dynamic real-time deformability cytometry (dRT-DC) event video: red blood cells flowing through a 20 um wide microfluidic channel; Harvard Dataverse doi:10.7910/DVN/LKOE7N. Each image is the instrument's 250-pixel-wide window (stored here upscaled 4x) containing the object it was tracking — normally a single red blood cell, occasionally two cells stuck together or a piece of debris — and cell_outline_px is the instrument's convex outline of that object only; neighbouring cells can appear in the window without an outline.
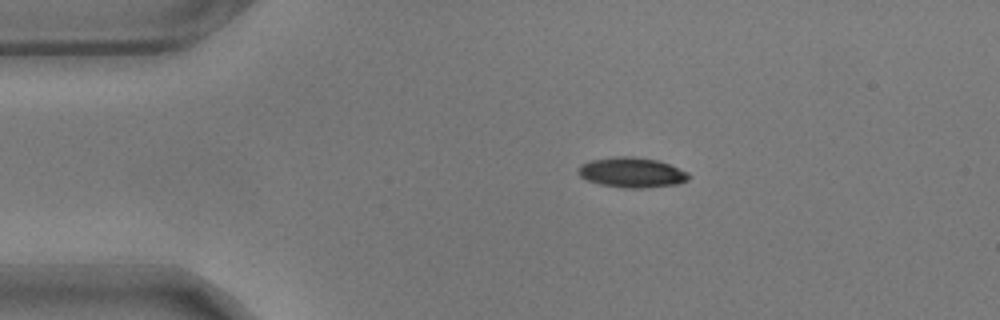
{"species": "common noctule bat (a hibernating species)", "species_latin": "Nyctalus noctula", "temperature_condition": "warm", "stored_images_in_passage": 47, "camera_frame_rate_fps": 3000, "um_per_image_px": 0.085, "animal": {"sex": "male", "body_mass_g": 17.9}, "frame": {"image": 1, "passage_image": 1, "time_ms": 0.0, "image_size_px": [1000, 320], "cell_outline_px": [[692, 176], [688, 180], [680, 184], [648, 188], [624, 188], [600, 184], [588, 180], [580, 176], [576, 172], [580, 164], [592, 160], [620, 156], [632, 156], [660, 160], [688, 172]], "centroid_in_image_um": [53.75, 14.67], "position_along_channel_um": 31.3, "area_um2": 19.65}}
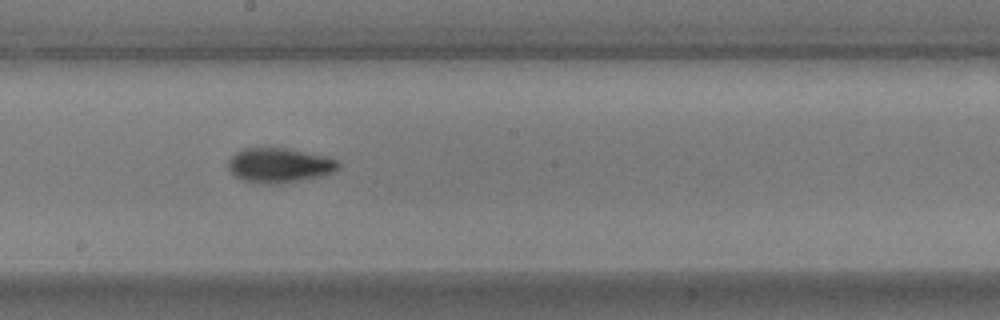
{"frame": {"image": 2, "passage_image": 21, "time_ms": 6.667, "image_size_px": [1000, 320], "cell_outline_px": [[340, 168], [332, 172], [320, 176], [280, 184], [264, 184], [240, 180], [228, 168], [228, 160], [236, 152], [244, 148], [288, 148], [324, 156], [340, 160]], "centroid_in_image_um": [23.74, 14.05], "position_along_channel_um": 224.5, "area_um2": 22.31}}
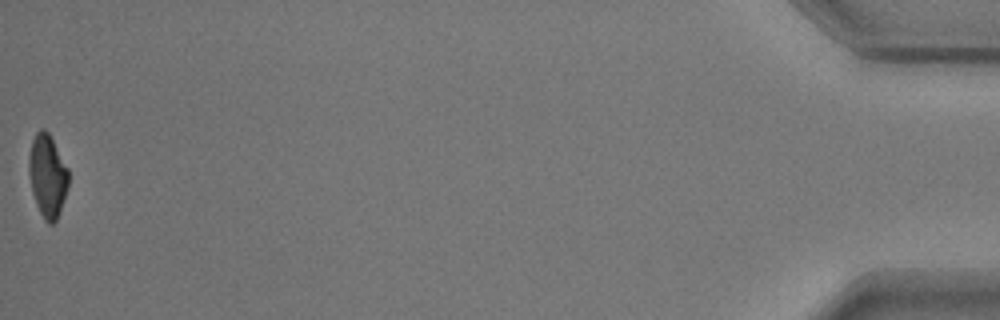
{"frame": {"image": 3, "passage_image": 47, "time_ms": 15.333, "image_size_px": [1000, 320], "cell_outline_px": [[68, 188], [60, 212], [56, 220], [52, 224], [48, 224], [44, 220], [36, 204], [32, 192], [28, 172], [28, 160], [32, 140], [36, 132], [40, 128], [44, 128], [48, 132], [68, 168]], "centroid_in_image_um": [4.03, 14.95], "position_along_channel_um": 431.2, "area_um2": 19.19}, "authors_computed_cell_mechanics": {"area_um2": 20.5768, "velocity_mm_per_s": 3.5458, "shape_relaxation_time_tau1_ms": 3.7944, "shape_relaxation_time_tau2_ms": 2.643, "deformation_change_tau1": 0.1444, "deformation_change_tau2": 0.0737}}